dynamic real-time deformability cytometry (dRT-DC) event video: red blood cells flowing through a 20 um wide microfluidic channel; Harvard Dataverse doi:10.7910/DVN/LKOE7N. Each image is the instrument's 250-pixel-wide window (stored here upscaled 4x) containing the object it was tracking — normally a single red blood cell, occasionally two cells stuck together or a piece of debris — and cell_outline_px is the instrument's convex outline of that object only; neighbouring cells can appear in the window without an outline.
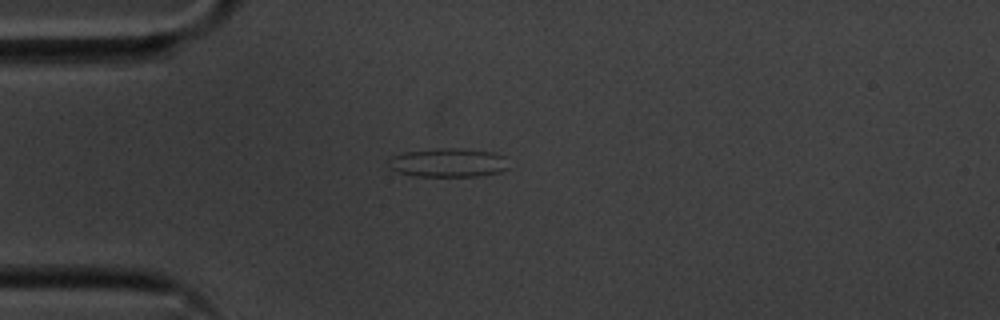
{"species": "common noctule bat (a hibernating species)", "species_latin": "Nyctalus noctula", "temperature_condition": "cold", "stored_images_in_passage": 42, "camera_frame_rate_fps": 3000, "um_per_image_px": 0.085, "animal": {"sex": "male", "body_mass_g": 20.1, "forearm_length_mm": 53.5}, "frame": {"image": 1, "passage_image": 1, "time_ms": 0.0, "image_size_px": [1000, 320], "cell_outline_px": [[508, 168], [500, 172], [476, 176], [412, 176], [400, 172], [392, 168], [388, 164], [388, 160], [392, 156], [404, 152], [436, 148], [464, 148], [492, 152], [504, 156]], "centroid_in_image_um": [38.09, 13.82], "position_along_channel_um": 46.9, "area_um2": 20.17}}
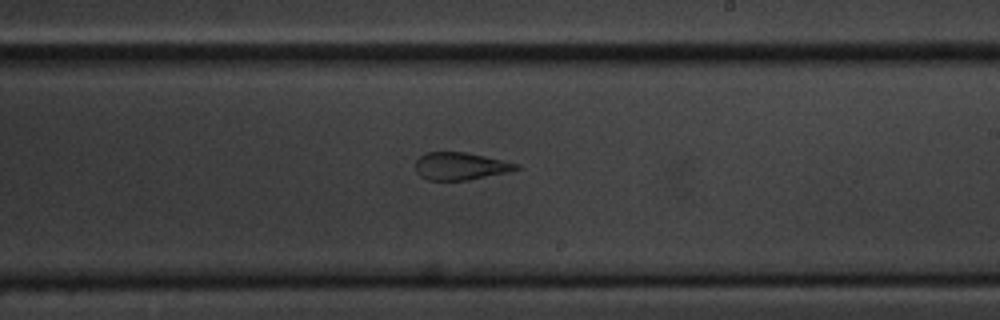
{"frame": {"image": 2, "passage_image": 19, "time_ms": 6.0, "image_size_px": [1000, 320], "cell_outline_px": [[520, 168], [504, 172], [468, 180], [428, 180], [420, 176], [416, 172], [416, 160], [424, 152], [464, 152], [504, 160], [520, 164]], "centroid_in_image_um": [39.1, 14.11], "position_along_channel_um": 249.9, "area_um2": 16.01}}
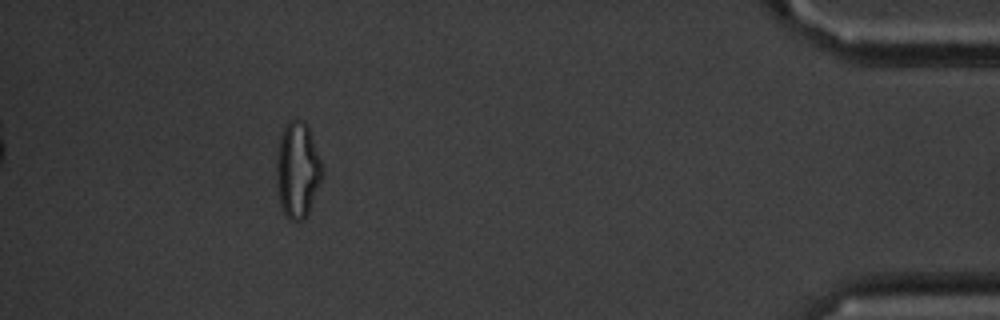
{"frame": {"image": 3, "passage_image": 37, "time_ms": 12.0, "image_size_px": [1000, 320], "cell_outline_px": [[324, 176], [308, 216], [304, 220], [292, 220], [284, 212], [280, 204], [276, 188], [276, 160], [280, 140], [284, 128], [288, 120], [304, 120], [308, 124], [324, 172]], "centroid_in_image_um": [25.31, 14.48], "position_along_channel_um": 409.9, "area_um2": 25.89}, "authors_computed_cell_mechanics": {"area_um2": 17.2822, "velocity_mm_per_s": 3.6106, "shape_relaxation_time_tau1_ms": null, "shape_relaxation_time_tau2_ms": 1.5625, "deformation_change_tau1": null, "deformation_change_tau2": 0.0818}}